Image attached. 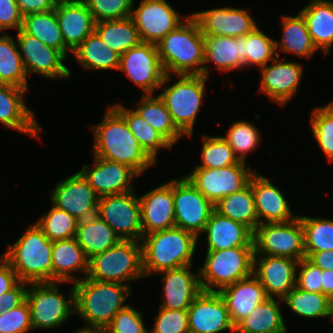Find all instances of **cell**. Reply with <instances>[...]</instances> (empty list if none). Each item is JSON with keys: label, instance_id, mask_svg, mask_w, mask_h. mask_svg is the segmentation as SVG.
Instances as JSON below:
<instances>
[{"label": "cell", "instance_id": "obj_32", "mask_svg": "<svg viewBox=\"0 0 333 333\" xmlns=\"http://www.w3.org/2000/svg\"><path fill=\"white\" fill-rule=\"evenodd\" d=\"M307 24L308 32L317 49L325 55L333 46V0H311L299 11Z\"/></svg>", "mask_w": 333, "mask_h": 333}, {"label": "cell", "instance_id": "obj_7", "mask_svg": "<svg viewBox=\"0 0 333 333\" xmlns=\"http://www.w3.org/2000/svg\"><path fill=\"white\" fill-rule=\"evenodd\" d=\"M143 277L145 278L142 269V245L139 241L121 240L89 259V279L122 283L131 287L130 281Z\"/></svg>", "mask_w": 333, "mask_h": 333}, {"label": "cell", "instance_id": "obj_34", "mask_svg": "<svg viewBox=\"0 0 333 333\" xmlns=\"http://www.w3.org/2000/svg\"><path fill=\"white\" fill-rule=\"evenodd\" d=\"M282 299L267 298L235 325V333H287L280 303Z\"/></svg>", "mask_w": 333, "mask_h": 333}, {"label": "cell", "instance_id": "obj_25", "mask_svg": "<svg viewBox=\"0 0 333 333\" xmlns=\"http://www.w3.org/2000/svg\"><path fill=\"white\" fill-rule=\"evenodd\" d=\"M143 235L175 227L173 179L139 196Z\"/></svg>", "mask_w": 333, "mask_h": 333}, {"label": "cell", "instance_id": "obj_14", "mask_svg": "<svg viewBox=\"0 0 333 333\" xmlns=\"http://www.w3.org/2000/svg\"><path fill=\"white\" fill-rule=\"evenodd\" d=\"M239 161L223 168H193L185 175L191 183L214 205L227 195L244 188L254 173L250 166Z\"/></svg>", "mask_w": 333, "mask_h": 333}, {"label": "cell", "instance_id": "obj_1", "mask_svg": "<svg viewBox=\"0 0 333 333\" xmlns=\"http://www.w3.org/2000/svg\"><path fill=\"white\" fill-rule=\"evenodd\" d=\"M92 130L94 156L129 165L139 175L155 165L129 130L124 117L113 106L107 107L102 121Z\"/></svg>", "mask_w": 333, "mask_h": 333}, {"label": "cell", "instance_id": "obj_35", "mask_svg": "<svg viewBox=\"0 0 333 333\" xmlns=\"http://www.w3.org/2000/svg\"><path fill=\"white\" fill-rule=\"evenodd\" d=\"M282 29V39L275 40L276 52L284 51L298 57L310 58L318 50L300 12L296 16H282Z\"/></svg>", "mask_w": 333, "mask_h": 333}, {"label": "cell", "instance_id": "obj_18", "mask_svg": "<svg viewBox=\"0 0 333 333\" xmlns=\"http://www.w3.org/2000/svg\"><path fill=\"white\" fill-rule=\"evenodd\" d=\"M94 165H83L79 172L99 197L124 194L134 190V180L140 176L129 165L94 156Z\"/></svg>", "mask_w": 333, "mask_h": 333}, {"label": "cell", "instance_id": "obj_30", "mask_svg": "<svg viewBox=\"0 0 333 333\" xmlns=\"http://www.w3.org/2000/svg\"><path fill=\"white\" fill-rule=\"evenodd\" d=\"M210 61L218 71L229 72L244 68V36L235 38L204 35L203 76L207 78L210 75L207 67Z\"/></svg>", "mask_w": 333, "mask_h": 333}, {"label": "cell", "instance_id": "obj_47", "mask_svg": "<svg viewBox=\"0 0 333 333\" xmlns=\"http://www.w3.org/2000/svg\"><path fill=\"white\" fill-rule=\"evenodd\" d=\"M78 222L69 213L52 205L51 210L35 223L47 238L53 242L74 238Z\"/></svg>", "mask_w": 333, "mask_h": 333}, {"label": "cell", "instance_id": "obj_10", "mask_svg": "<svg viewBox=\"0 0 333 333\" xmlns=\"http://www.w3.org/2000/svg\"><path fill=\"white\" fill-rule=\"evenodd\" d=\"M254 255L305 258L304 229L299 216L285 223L259 224L253 232Z\"/></svg>", "mask_w": 333, "mask_h": 333}, {"label": "cell", "instance_id": "obj_46", "mask_svg": "<svg viewBox=\"0 0 333 333\" xmlns=\"http://www.w3.org/2000/svg\"><path fill=\"white\" fill-rule=\"evenodd\" d=\"M255 125L244 121H235L222 138L232 148L239 161L246 162V155L252 152L260 144V135Z\"/></svg>", "mask_w": 333, "mask_h": 333}, {"label": "cell", "instance_id": "obj_2", "mask_svg": "<svg viewBox=\"0 0 333 333\" xmlns=\"http://www.w3.org/2000/svg\"><path fill=\"white\" fill-rule=\"evenodd\" d=\"M73 285L75 313L85 321V328L105 329L114 316L129 305L125 301L132 293V288L125 284L87 277Z\"/></svg>", "mask_w": 333, "mask_h": 333}, {"label": "cell", "instance_id": "obj_19", "mask_svg": "<svg viewBox=\"0 0 333 333\" xmlns=\"http://www.w3.org/2000/svg\"><path fill=\"white\" fill-rule=\"evenodd\" d=\"M189 333L235 331L226 303L219 292L201 293L188 308Z\"/></svg>", "mask_w": 333, "mask_h": 333}, {"label": "cell", "instance_id": "obj_61", "mask_svg": "<svg viewBox=\"0 0 333 333\" xmlns=\"http://www.w3.org/2000/svg\"><path fill=\"white\" fill-rule=\"evenodd\" d=\"M74 333H107L105 329L81 328Z\"/></svg>", "mask_w": 333, "mask_h": 333}, {"label": "cell", "instance_id": "obj_21", "mask_svg": "<svg viewBox=\"0 0 333 333\" xmlns=\"http://www.w3.org/2000/svg\"><path fill=\"white\" fill-rule=\"evenodd\" d=\"M272 62L260 68L259 92L283 106L296 95L304 67L301 63L282 61L278 56Z\"/></svg>", "mask_w": 333, "mask_h": 333}, {"label": "cell", "instance_id": "obj_41", "mask_svg": "<svg viewBox=\"0 0 333 333\" xmlns=\"http://www.w3.org/2000/svg\"><path fill=\"white\" fill-rule=\"evenodd\" d=\"M21 29L26 34L36 37L45 45L55 48L65 55V42L55 9L24 16Z\"/></svg>", "mask_w": 333, "mask_h": 333}, {"label": "cell", "instance_id": "obj_54", "mask_svg": "<svg viewBox=\"0 0 333 333\" xmlns=\"http://www.w3.org/2000/svg\"><path fill=\"white\" fill-rule=\"evenodd\" d=\"M296 286L309 292L322 293V269L315 266L307 258L299 261Z\"/></svg>", "mask_w": 333, "mask_h": 333}, {"label": "cell", "instance_id": "obj_53", "mask_svg": "<svg viewBox=\"0 0 333 333\" xmlns=\"http://www.w3.org/2000/svg\"><path fill=\"white\" fill-rule=\"evenodd\" d=\"M142 316V312L128 305L114 316L105 330L107 333H144L148 329Z\"/></svg>", "mask_w": 333, "mask_h": 333}, {"label": "cell", "instance_id": "obj_45", "mask_svg": "<svg viewBox=\"0 0 333 333\" xmlns=\"http://www.w3.org/2000/svg\"><path fill=\"white\" fill-rule=\"evenodd\" d=\"M304 229L305 253L333 250V220L299 216Z\"/></svg>", "mask_w": 333, "mask_h": 333}, {"label": "cell", "instance_id": "obj_40", "mask_svg": "<svg viewBox=\"0 0 333 333\" xmlns=\"http://www.w3.org/2000/svg\"><path fill=\"white\" fill-rule=\"evenodd\" d=\"M113 107L124 117L129 130L138 141L145 153L156 163L157 153L160 149H172L173 146L154 128H152L132 108H126L122 104Z\"/></svg>", "mask_w": 333, "mask_h": 333}, {"label": "cell", "instance_id": "obj_52", "mask_svg": "<svg viewBox=\"0 0 333 333\" xmlns=\"http://www.w3.org/2000/svg\"><path fill=\"white\" fill-rule=\"evenodd\" d=\"M32 329L30 308L26 300L0 314V333H27Z\"/></svg>", "mask_w": 333, "mask_h": 333}, {"label": "cell", "instance_id": "obj_16", "mask_svg": "<svg viewBox=\"0 0 333 333\" xmlns=\"http://www.w3.org/2000/svg\"><path fill=\"white\" fill-rule=\"evenodd\" d=\"M187 17L181 18L166 0H140L139 7L131 13L141 41L155 45Z\"/></svg>", "mask_w": 333, "mask_h": 333}, {"label": "cell", "instance_id": "obj_59", "mask_svg": "<svg viewBox=\"0 0 333 333\" xmlns=\"http://www.w3.org/2000/svg\"><path fill=\"white\" fill-rule=\"evenodd\" d=\"M305 258L322 270H333V250L305 253Z\"/></svg>", "mask_w": 333, "mask_h": 333}, {"label": "cell", "instance_id": "obj_65", "mask_svg": "<svg viewBox=\"0 0 333 333\" xmlns=\"http://www.w3.org/2000/svg\"><path fill=\"white\" fill-rule=\"evenodd\" d=\"M3 33V29L0 27V34ZM1 36V35H0Z\"/></svg>", "mask_w": 333, "mask_h": 333}, {"label": "cell", "instance_id": "obj_28", "mask_svg": "<svg viewBox=\"0 0 333 333\" xmlns=\"http://www.w3.org/2000/svg\"><path fill=\"white\" fill-rule=\"evenodd\" d=\"M219 294L226 303L234 325L268 298L259 279L254 274L224 287Z\"/></svg>", "mask_w": 333, "mask_h": 333}, {"label": "cell", "instance_id": "obj_3", "mask_svg": "<svg viewBox=\"0 0 333 333\" xmlns=\"http://www.w3.org/2000/svg\"><path fill=\"white\" fill-rule=\"evenodd\" d=\"M156 46L165 74L203 75L204 35L191 14Z\"/></svg>", "mask_w": 333, "mask_h": 333}, {"label": "cell", "instance_id": "obj_62", "mask_svg": "<svg viewBox=\"0 0 333 333\" xmlns=\"http://www.w3.org/2000/svg\"><path fill=\"white\" fill-rule=\"evenodd\" d=\"M54 6L69 4L74 2L73 0H50Z\"/></svg>", "mask_w": 333, "mask_h": 333}, {"label": "cell", "instance_id": "obj_60", "mask_svg": "<svg viewBox=\"0 0 333 333\" xmlns=\"http://www.w3.org/2000/svg\"><path fill=\"white\" fill-rule=\"evenodd\" d=\"M322 293L329 298L333 295V270H322Z\"/></svg>", "mask_w": 333, "mask_h": 333}, {"label": "cell", "instance_id": "obj_44", "mask_svg": "<svg viewBox=\"0 0 333 333\" xmlns=\"http://www.w3.org/2000/svg\"><path fill=\"white\" fill-rule=\"evenodd\" d=\"M275 40L270 38L259 27L244 36V69L246 67H265L279 53L276 52Z\"/></svg>", "mask_w": 333, "mask_h": 333}, {"label": "cell", "instance_id": "obj_33", "mask_svg": "<svg viewBox=\"0 0 333 333\" xmlns=\"http://www.w3.org/2000/svg\"><path fill=\"white\" fill-rule=\"evenodd\" d=\"M75 238L88 259L103 253L122 240L97 214L78 222Z\"/></svg>", "mask_w": 333, "mask_h": 333}, {"label": "cell", "instance_id": "obj_51", "mask_svg": "<svg viewBox=\"0 0 333 333\" xmlns=\"http://www.w3.org/2000/svg\"><path fill=\"white\" fill-rule=\"evenodd\" d=\"M151 333H189L188 310L160 307Z\"/></svg>", "mask_w": 333, "mask_h": 333}, {"label": "cell", "instance_id": "obj_43", "mask_svg": "<svg viewBox=\"0 0 333 333\" xmlns=\"http://www.w3.org/2000/svg\"><path fill=\"white\" fill-rule=\"evenodd\" d=\"M282 300L291 311L303 318L332 317L330 298L323 293L295 286Z\"/></svg>", "mask_w": 333, "mask_h": 333}, {"label": "cell", "instance_id": "obj_64", "mask_svg": "<svg viewBox=\"0 0 333 333\" xmlns=\"http://www.w3.org/2000/svg\"><path fill=\"white\" fill-rule=\"evenodd\" d=\"M4 311H5L4 306H3V305H0V314H1L2 312H4Z\"/></svg>", "mask_w": 333, "mask_h": 333}, {"label": "cell", "instance_id": "obj_38", "mask_svg": "<svg viewBox=\"0 0 333 333\" xmlns=\"http://www.w3.org/2000/svg\"><path fill=\"white\" fill-rule=\"evenodd\" d=\"M224 217L247 226L252 232L259 225L252 185L248 183L238 192L225 196L214 205Z\"/></svg>", "mask_w": 333, "mask_h": 333}, {"label": "cell", "instance_id": "obj_27", "mask_svg": "<svg viewBox=\"0 0 333 333\" xmlns=\"http://www.w3.org/2000/svg\"><path fill=\"white\" fill-rule=\"evenodd\" d=\"M56 17L65 42V56L72 53L94 32L95 21L87 5L81 1L55 6Z\"/></svg>", "mask_w": 333, "mask_h": 333}, {"label": "cell", "instance_id": "obj_55", "mask_svg": "<svg viewBox=\"0 0 333 333\" xmlns=\"http://www.w3.org/2000/svg\"><path fill=\"white\" fill-rule=\"evenodd\" d=\"M23 16L16 0H0V27L3 30L22 28Z\"/></svg>", "mask_w": 333, "mask_h": 333}, {"label": "cell", "instance_id": "obj_39", "mask_svg": "<svg viewBox=\"0 0 333 333\" xmlns=\"http://www.w3.org/2000/svg\"><path fill=\"white\" fill-rule=\"evenodd\" d=\"M94 32L121 55L142 42L131 17L95 22Z\"/></svg>", "mask_w": 333, "mask_h": 333}, {"label": "cell", "instance_id": "obj_17", "mask_svg": "<svg viewBox=\"0 0 333 333\" xmlns=\"http://www.w3.org/2000/svg\"><path fill=\"white\" fill-rule=\"evenodd\" d=\"M50 197L53 206L78 221L97 214L100 198L79 171L58 182Z\"/></svg>", "mask_w": 333, "mask_h": 333}, {"label": "cell", "instance_id": "obj_31", "mask_svg": "<svg viewBox=\"0 0 333 333\" xmlns=\"http://www.w3.org/2000/svg\"><path fill=\"white\" fill-rule=\"evenodd\" d=\"M84 273V276L74 277V272ZM89 259L77 243L76 238L53 241L52 244V282H78L87 277Z\"/></svg>", "mask_w": 333, "mask_h": 333}, {"label": "cell", "instance_id": "obj_26", "mask_svg": "<svg viewBox=\"0 0 333 333\" xmlns=\"http://www.w3.org/2000/svg\"><path fill=\"white\" fill-rule=\"evenodd\" d=\"M192 265L182 266L163 273V303L159 307L170 310H188L192 301L201 293L200 276L191 272Z\"/></svg>", "mask_w": 333, "mask_h": 333}, {"label": "cell", "instance_id": "obj_11", "mask_svg": "<svg viewBox=\"0 0 333 333\" xmlns=\"http://www.w3.org/2000/svg\"><path fill=\"white\" fill-rule=\"evenodd\" d=\"M119 71L125 72L127 78L142 89V95H153L171 77L164 72L157 46L144 42L121 55Z\"/></svg>", "mask_w": 333, "mask_h": 333}, {"label": "cell", "instance_id": "obj_29", "mask_svg": "<svg viewBox=\"0 0 333 333\" xmlns=\"http://www.w3.org/2000/svg\"><path fill=\"white\" fill-rule=\"evenodd\" d=\"M203 233H207V251L234 247H254L253 232L242 223L213 211Z\"/></svg>", "mask_w": 333, "mask_h": 333}, {"label": "cell", "instance_id": "obj_5", "mask_svg": "<svg viewBox=\"0 0 333 333\" xmlns=\"http://www.w3.org/2000/svg\"><path fill=\"white\" fill-rule=\"evenodd\" d=\"M52 244L36 223L31 224L20 238L1 256L27 283L52 282Z\"/></svg>", "mask_w": 333, "mask_h": 333}, {"label": "cell", "instance_id": "obj_56", "mask_svg": "<svg viewBox=\"0 0 333 333\" xmlns=\"http://www.w3.org/2000/svg\"><path fill=\"white\" fill-rule=\"evenodd\" d=\"M29 283L20 281L13 289L0 296V305L4 306L5 311L21 305L26 300L27 285Z\"/></svg>", "mask_w": 333, "mask_h": 333}, {"label": "cell", "instance_id": "obj_8", "mask_svg": "<svg viewBox=\"0 0 333 333\" xmlns=\"http://www.w3.org/2000/svg\"><path fill=\"white\" fill-rule=\"evenodd\" d=\"M178 81L162 88L159 94L164 101L173 123L186 136H193L197 114L206 96L207 77L203 75L178 74Z\"/></svg>", "mask_w": 333, "mask_h": 333}, {"label": "cell", "instance_id": "obj_36", "mask_svg": "<svg viewBox=\"0 0 333 333\" xmlns=\"http://www.w3.org/2000/svg\"><path fill=\"white\" fill-rule=\"evenodd\" d=\"M73 56L84 69L119 70L121 54L111 49L93 32L75 50Z\"/></svg>", "mask_w": 333, "mask_h": 333}, {"label": "cell", "instance_id": "obj_9", "mask_svg": "<svg viewBox=\"0 0 333 333\" xmlns=\"http://www.w3.org/2000/svg\"><path fill=\"white\" fill-rule=\"evenodd\" d=\"M59 282L29 283L26 301L30 308L33 329L60 327L75 313L74 286L66 298Z\"/></svg>", "mask_w": 333, "mask_h": 333}, {"label": "cell", "instance_id": "obj_22", "mask_svg": "<svg viewBox=\"0 0 333 333\" xmlns=\"http://www.w3.org/2000/svg\"><path fill=\"white\" fill-rule=\"evenodd\" d=\"M203 35L240 37L252 32L258 25L246 9L221 7L191 14Z\"/></svg>", "mask_w": 333, "mask_h": 333}, {"label": "cell", "instance_id": "obj_63", "mask_svg": "<svg viewBox=\"0 0 333 333\" xmlns=\"http://www.w3.org/2000/svg\"><path fill=\"white\" fill-rule=\"evenodd\" d=\"M330 310H331V315L333 318V295L330 297Z\"/></svg>", "mask_w": 333, "mask_h": 333}, {"label": "cell", "instance_id": "obj_24", "mask_svg": "<svg viewBox=\"0 0 333 333\" xmlns=\"http://www.w3.org/2000/svg\"><path fill=\"white\" fill-rule=\"evenodd\" d=\"M27 89L0 82V123L40 139L42 127L25 102Z\"/></svg>", "mask_w": 333, "mask_h": 333}, {"label": "cell", "instance_id": "obj_12", "mask_svg": "<svg viewBox=\"0 0 333 333\" xmlns=\"http://www.w3.org/2000/svg\"><path fill=\"white\" fill-rule=\"evenodd\" d=\"M175 227L194 234L198 239L215 210L208 200L184 175L173 179Z\"/></svg>", "mask_w": 333, "mask_h": 333}, {"label": "cell", "instance_id": "obj_15", "mask_svg": "<svg viewBox=\"0 0 333 333\" xmlns=\"http://www.w3.org/2000/svg\"><path fill=\"white\" fill-rule=\"evenodd\" d=\"M16 40L27 77L36 73L53 80L70 78L72 73L64 63L67 57L61 51L45 45L22 29L16 33Z\"/></svg>", "mask_w": 333, "mask_h": 333}, {"label": "cell", "instance_id": "obj_58", "mask_svg": "<svg viewBox=\"0 0 333 333\" xmlns=\"http://www.w3.org/2000/svg\"><path fill=\"white\" fill-rule=\"evenodd\" d=\"M22 16L55 9L50 0H16Z\"/></svg>", "mask_w": 333, "mask_h": 333}, {"label": "cell", "instance_id": "obj_50", "mask_svg": "<svg viewBox=\"0 0 333 333\" xmlns=\"http://www.w3.org/2000/svg\"><path fill=\"white\" fill-rule=\"evenodd\" d=\"M95 22L131 17L134 0H85Z\"/></svg>", "mask_w": 333, "mask_h": 333}, {"label": "cell", "instance_id": "obj_4", "mask_svg": "<svg viewBox=\"0 0 333 333\" xmlns=\"http://www.w3.org/2000/svg\"><path fill=\"white\" fill-rule=\"evenodd\" d=\"M198 238L179 227L143 235L142 269L145 278L158 272L193 265Z\"/></svg>", "mask_w": 333, "mask_h": 333}, {"label": "cell", "instance_id": "obj_57", "mask_svg": "<svg viewBox=\"0 0 333 333\" xmlns=\"http://www.w3.org/2000/svg\"><path fill=\"white\" fill-rule=\"evenodd\" d=\"M19 282L16 272L0 255V296L13 289Z\"/></svg>", "mask_w": 333, "mask_h": 333}, {"label": "cell", "instance_id": "obj_48", "mask_svg": "<svg viewBox=\"0 0 333 333\" xmlns=\"http://www.w3.org/2000/svg\"><path fill=\"white\" fill-rule=\"evenodd\" d=\"M202 139V164H198L194 168H223L239 162L232 148L222 136L203 135Z\"/></svg>", "mask_w": 333, "mask_h": 333}, {"label": "cell", "instance_id": "obj_13", "mask_svg": "<svg viewBox=\"0 0 333 333\" xmlns=\"http://www.w3.org/2000/svg\"><path fill=\"white\" fill-rule=\"evenodd\" d=\"M134 191L100 197L97 215L109 224L122 240L141 242V204Z\"/></svg>", "mask_w": 333, "mask_h": 333}, {"label": "cell", "instance_id": "obj_6", "mask_svg": "<svg viewBox=\"0 0 333 333\" xmlns=\"http://www.w3.org/2000/svg\"><path fill=\"white\" fill-rule=\"evenodd\" d=\"M254 247H234L206 251L198 270L202 291L219 292L226 286L253 274Z\"/></svg>", "mask_w": 333, "mask_h": 333}, {"label": "cell", "instance_id": "obj_20", "mask_svg": "<svg viewBox=\"0 0 333 333\" xmlns=\"http://www.w3.org/2000/svg\"><path fill=\"white\" fill-rule=\"evenodd\" d=\"M298 263L288 257L254 255L253 274L268 298L283 299L296 286Z\"/></svg>", "mask_w": 333, "mask_h": 333}, {"label": "cell", "instance_id": "obj_42", "mask_svg": "<svg viewBox=\"0 0 333 333\" xmlns=\"http://www.w3.org/2000/svg\"><path fill=\"white\" fill-rule=\"evenodd\" d=\"M15 40L8 33L0 36V82L28 90V77Z\"/></svg>", "mask_w": 333, "mask_h": 333}, {"label": "cell", "instance_id": "obj_23", "mask_svg": "<svg viewBox=\"0 0 333 333\" xmlns=\"http://www.w3.org/2000/svg\"><path fill=\"white\" fill-rule=\"evenodd\" d=\"M249 183L254 193L259 224L285 223L299 216L293 215L284 194L264 175L254 171Z\"/></svg>", "mask_w": 333, "mask_h": 333}, {"label": "cell", "instance_id": "obj_49", "mask_svg": "<svg viewBox=\"0 0 333 333\" xmlns=\"http://www.w3.org/2000/svg\"><path fill=\"white\" fill-rule=\"evenodd\" d=\"M311 133L329 162H333V101L312 110Z\"/></svg>", "mask_w": 333, "mask_h": 333}, {"label": "cell", "instance_id": "obj_37", "mask_svg": "<svg viewBox=\"0 0 333 333\" xmlns=\"http://www.w3.org/2000/svg\"><path fill=\"white\" fill-rule=\"evenodd\" d=\"M141 100L135 103L134 109L152 128L161 134L172 146L179 141L184 134L173 123L164 101L159 95H142Z\"/></svg>", "mask_w": 333, "mask_h": 333}]
</instances>
